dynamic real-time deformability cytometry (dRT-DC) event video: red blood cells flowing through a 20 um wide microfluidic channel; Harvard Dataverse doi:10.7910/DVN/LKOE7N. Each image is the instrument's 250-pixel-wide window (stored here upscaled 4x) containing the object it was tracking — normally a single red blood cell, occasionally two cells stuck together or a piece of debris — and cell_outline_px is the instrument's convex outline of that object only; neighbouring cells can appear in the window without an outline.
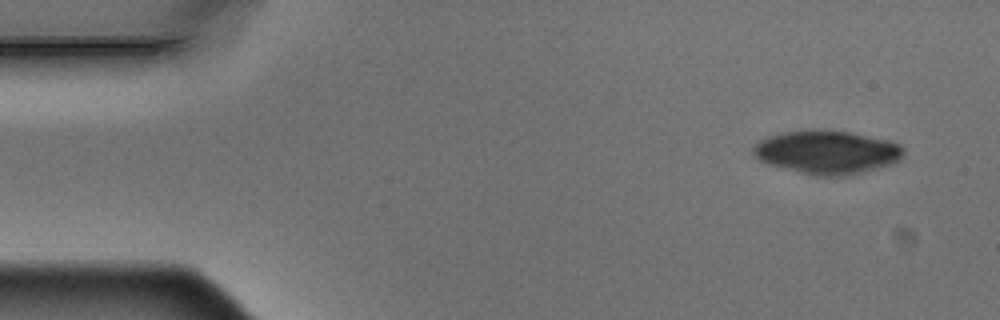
{"species": "Egyptian fruit bat (a non-hibernating species)", "species_latin": "Rousettus aegyptiacus", "temperature_condition": "warm", "stored_images_in_passage": 5, "camera_frame_rate_fps": 3000, "um_per_image_px": 0.085, "animal": {"sex": "male"}, "frame": {"image": 1, "passage_image": 1, "time_ms": 0.0, "image_size_px": [1000, 320], "cell_outline_px": [[904, 156], [900, 160], [888, 164], [840, 176], [816, 176], [768, 164], [756, 160], [752, 156], [752, 148], [760, 140], [768, 136], [784, 132], [812, 128], [848, 132], [888, 140], [900, 144], [904, 148]], "centroid_in_image_um": [70.23, 12.91], "position_along_channel_um": 14.8, "area_um2": 37.92}}